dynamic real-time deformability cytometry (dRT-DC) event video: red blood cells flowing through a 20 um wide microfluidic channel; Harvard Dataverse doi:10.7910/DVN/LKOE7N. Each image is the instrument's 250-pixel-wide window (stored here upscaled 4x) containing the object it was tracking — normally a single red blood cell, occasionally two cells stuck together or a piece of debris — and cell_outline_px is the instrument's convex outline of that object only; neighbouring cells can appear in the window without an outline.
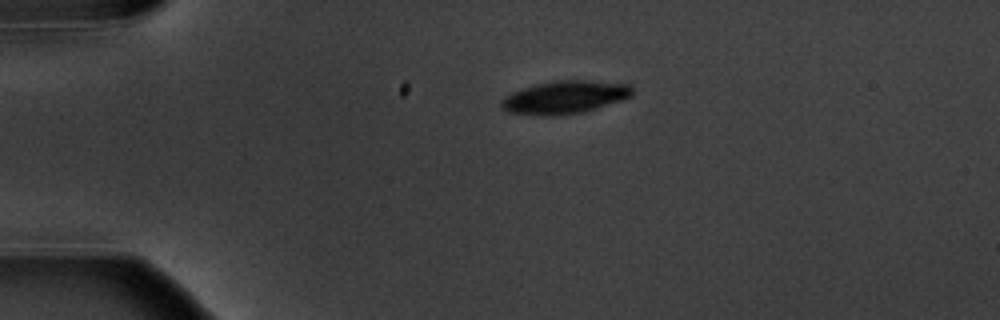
{"species": "common noctule bat (a hibernating species)", "species_latin": "Nyctalus noctula", "temperature_condition": "warm", "stored_images_in_passage": 4, "camera_frame_rate_fps": 3000, "um_per_image_px": 0.085, "animal": {"sex": "male", "body_mass_g": 20.1, "forearm_length_mm": 53.5}, "frame": {"image": 1, "passage_image": 1, "time_ms": 0.0, "image_size_px": [1000, 320], "cell_outline_px": [[632, 96], [624, 100], [596, 108], [580, 112], [556, 116], [544, 116], [508, 112], [500, 108], [500, 100], [504, 96], [512, 92], [536, 84], [552, 80], [592, 80], [628, 84], [632, 88]], "centroid_in_image_um": [47.98, 8.26], "position_along_channel_um": 37.0, "area_um2": 25.32}}